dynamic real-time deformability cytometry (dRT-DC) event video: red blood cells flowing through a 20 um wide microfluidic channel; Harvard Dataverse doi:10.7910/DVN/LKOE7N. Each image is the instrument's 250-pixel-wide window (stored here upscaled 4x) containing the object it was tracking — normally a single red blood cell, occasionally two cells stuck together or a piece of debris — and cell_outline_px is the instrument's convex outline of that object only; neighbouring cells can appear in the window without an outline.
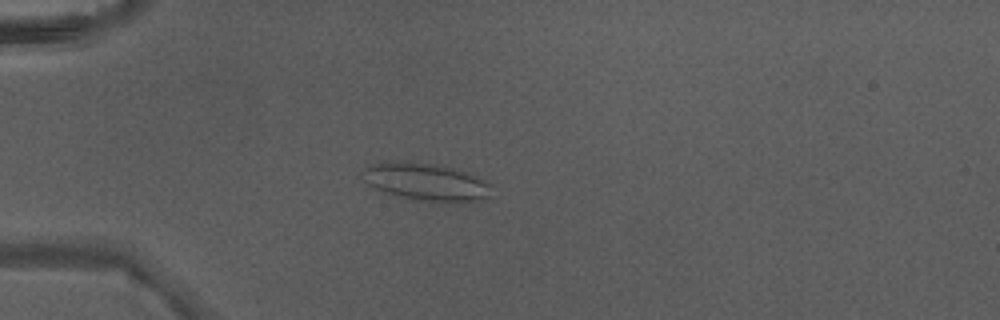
{"species": "Egyptian fruit bat (a non-hibernating species)", "species_latin": "Rousettus aegyptiacus", "temperature_condition": "warm", "stored_images_in_passage": 5, "camera_frame_rate_fps": 3000, "um_per_image_px": 0.085, "animal": {"sex": "male"}, "frame": {"image": 1, "passage_image": 5, "time_ms": 1.333, "image_size_px": [1000, 320], "cell_outline_px": [[492, 196], [480, 200], [452, 204], [444, 204], [412, 200], [376, 188], [368, 184], [364, 180], [360, 172], [364, 168], [372, 164], [408, 160], [440, 164], [468, 172], [492, 184]], "centroid_in_image_um": [36.29, 15.48], "position_along_channel_um": 48.7, "area_um2": 29.13}}